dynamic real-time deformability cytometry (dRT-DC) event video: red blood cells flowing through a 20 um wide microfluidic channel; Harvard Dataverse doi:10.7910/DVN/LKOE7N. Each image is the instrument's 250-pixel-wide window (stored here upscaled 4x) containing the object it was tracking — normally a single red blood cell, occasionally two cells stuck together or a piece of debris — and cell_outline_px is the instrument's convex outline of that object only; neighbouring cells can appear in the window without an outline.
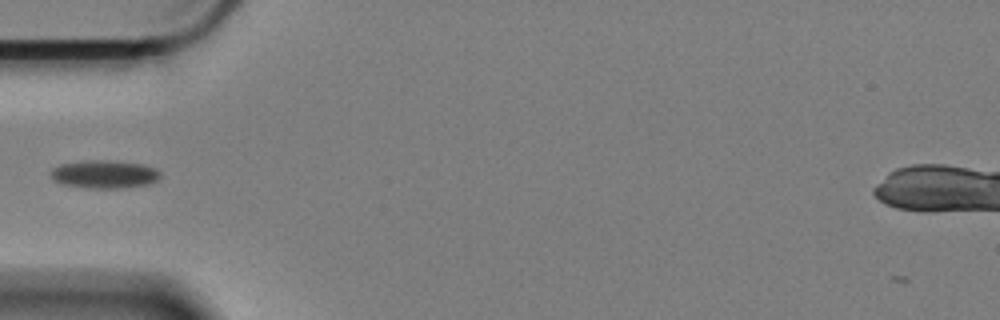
{"species": "Egyptian fruit bat (a non-hibernating species)", "species_latin": "Rousettus aegyptiacus", "temperature_condition": "cold", "stored_images_in_passage": 41, "camera_frame_rate_fps": 3000, "um_per_image_px": 0.085, "animal": {"sex": "female"}, "frame": {"image": 1, "passage_image": 1, "time_ms": 0.0, "image_size_px": [1000, 320], "cell_outline_px": [[160, 176], [152, 184], [124, 188], [88, 188], [60, 184], [52, 180], [48, 172], [52, 168], [60, 164], [88, 160], [100, 160], [140, 164], [156, 168], [160, 172]], "centroid_in_image_um": [8.82, 14.83], "position_along_channel_um": 76.2, "area_um2": 18.09}}
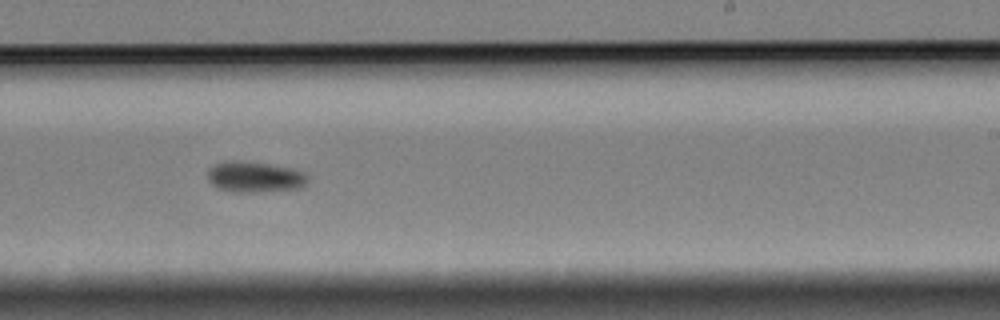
{"frame": {"image": 2, "passage_image": 18, "time_ms": 5.667, "image_size_px": [1000, 320], "cell_outline_px": [[308, 176], [304, 184], [300, 188], [256, 192], [236, 192], [216, 188], [208, 180], [208, 168], [216, 164], [232, 160], [236, 160], [268, 164], [292, 168], [304, 172]], "centroid_in_image_um": [21.63, 15.04], "position_along_channel_um": 267.4, "area_um2": 17.86}}
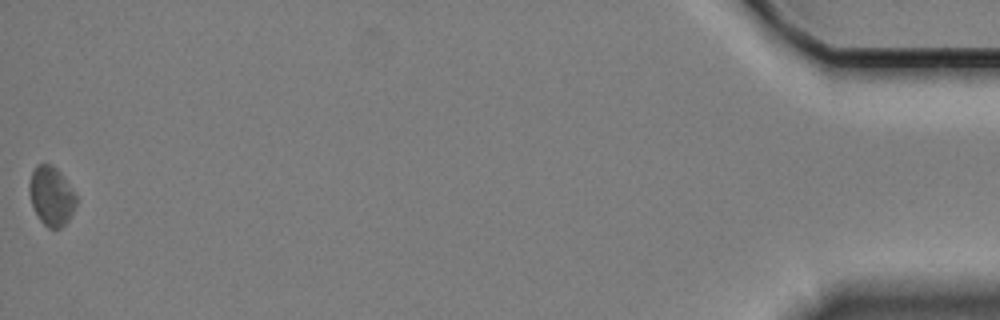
{"frame": {"image": 3, "passage_image": 41, "time_ms": 13.333, "image_size_px": [1000, 320], "cell_outline_px": [[76, 204], [68, 220], [60, 228], [48, 228], [40, 220], [32, 204], [28, 192], [28, 184], [32, 172], [36, 164], [48, 164], [56, 168], [60, 172], [76, 196]], "centroid_in_image_um": [4.33, 16.65], "position_along_channel_um": 430.9, "area_um2": 15.9}}